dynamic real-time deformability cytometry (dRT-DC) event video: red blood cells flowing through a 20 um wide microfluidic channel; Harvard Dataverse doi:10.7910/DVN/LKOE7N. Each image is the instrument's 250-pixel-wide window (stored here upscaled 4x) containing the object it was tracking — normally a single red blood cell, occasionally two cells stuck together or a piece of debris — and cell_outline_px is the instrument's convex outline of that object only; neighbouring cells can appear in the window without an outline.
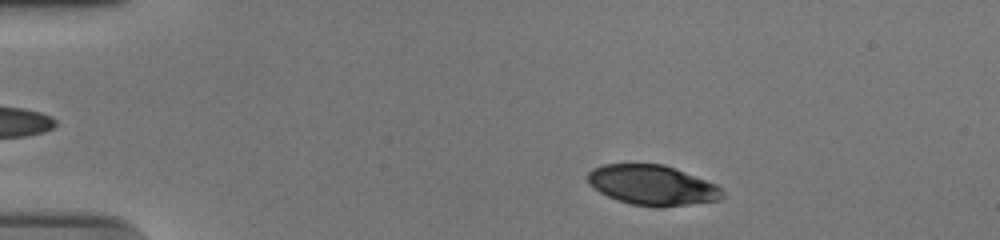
{"species": "human", "species_latin": "Homo sapiens", "temperature_condition": "cold", "stored_images_in_passage": 50, "camera_frame_rate_fps": 3000, "um_per_image_px": 0.085, "donor": {"sex": "male"}, "frame": {"image": 1, "passage_image": 5, "time_ms": 1.333, "image_size_px": [1000, 240], "cell_outline_px": [[724, 196], [720, 200], [660, 208], [652, 208], [632, 204], [616, 200], [600, 192], [588, 184], [588, 172], [592, 168], [604, 164], [664, 164], [716, 184], [724, 192]], "centroid_in_image_um": [55.44, 15.75], "position_along_channel_um": 29.6, "area_um2": 31.62}}
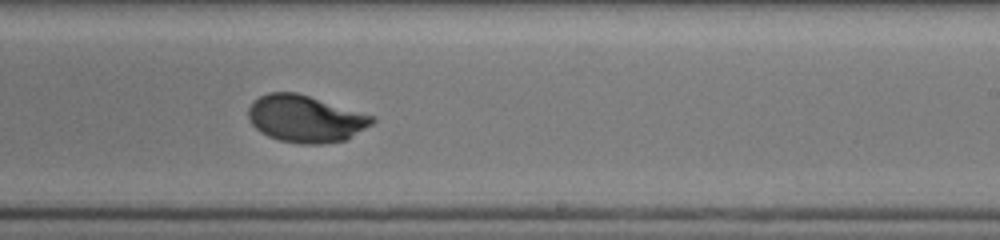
{"frame": {"image": 2, "passage_image": 30, "time_ms": 9.667, "image_size_px": [1000, 240], "cell_outline_px": [[376, 120], [372, 124], [348, 140], [324, 144], [300, 144], [280, 140], [268, 136], [260, 132], [248, 120], [248, 108], [252, 100], [268, 92], [296, 92], [376, 116]], "centroid_in_image_um": [25.98, 10.1], "position_along_channel_um": 263.0, "area_um2": 34.33}}
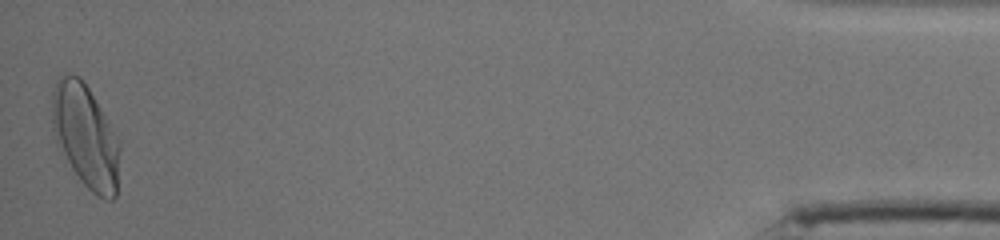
{"frame": {"image": 3, "passage_image": 50, "time_ms": 16.333, "image_size_px": [1000, 240], "cell_outline_px": [[120, 148], [116, 196], [112, 200], [104, 200], [96, 196], [80, 180], [56, 144], [52, 128], [52, 92], [56, 80], [60, 76], [68, 72], [80, 76], [84, 80], [120, 140]], "centroid_in_image_um": [7.27, 11.55], "position_along_channel_um": 427.9, "area_um2": 41.15}, "authors_computed_cell_mechanics": {"area_um2": 33.8997, "velocity_mm_per_s": 3.7113, "shape_relaxation_time_tau1_ms": 3.1673, "shape_relaxation_time_tau2_ms": null, "deformation_change_tau1": 0.1679, "deformation_change_tau2": null}}